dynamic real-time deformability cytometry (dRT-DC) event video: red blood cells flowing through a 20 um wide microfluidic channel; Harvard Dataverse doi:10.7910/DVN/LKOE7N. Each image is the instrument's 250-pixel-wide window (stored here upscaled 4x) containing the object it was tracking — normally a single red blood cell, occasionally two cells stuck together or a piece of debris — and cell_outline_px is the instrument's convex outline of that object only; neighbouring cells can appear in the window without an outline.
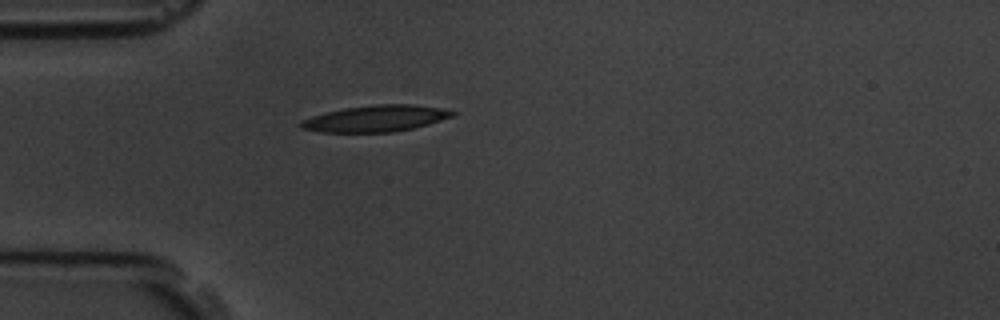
{"species": "common noctule bat (a hibernating species)", "species_latin": "Nyctalus noctula", "temperature_condition": "room temperature", "stored_images_in_passage": 1, "camera_frame_rate_fps": 3000, "um_per_image_px": 0.085, "animal": {"sex": "male", "body_mass_g": 19.5, "forearm_length_mm": 54.6}, "frame": {"image": 1, "passage_image": 1, "time_ms": 0.0, "image_size_px": [1000, 320], "cell_outline_px": [[456, 112], [452, 116], [428, 124], [412, 128], [392, 132], [320, 132], [300, 128], [296, 124], [300, 120], [312, 116], [344, 108], [376, 104], [412, 104], [440, 108]], "centroid_in_image_um": [31.87, 10.07], "position_along_channel_um": 53.1, "area_um2": 23.18}}